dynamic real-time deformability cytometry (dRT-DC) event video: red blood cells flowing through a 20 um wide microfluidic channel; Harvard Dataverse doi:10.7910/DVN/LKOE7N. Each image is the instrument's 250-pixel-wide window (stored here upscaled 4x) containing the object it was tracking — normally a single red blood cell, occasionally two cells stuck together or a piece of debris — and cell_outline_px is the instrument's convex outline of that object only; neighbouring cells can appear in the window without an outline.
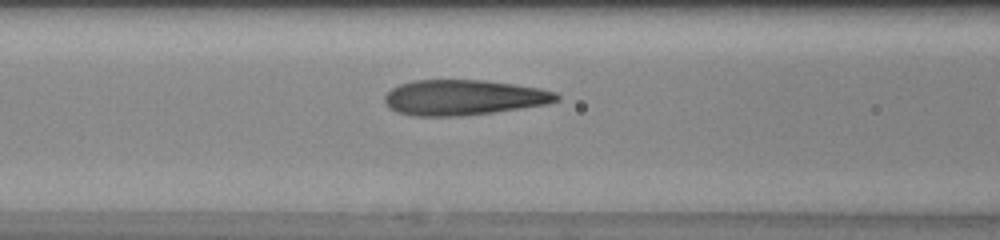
{"species": "human", "species_latin": "Homo sapiens", "temperature_condition": "warm", "stored_images_in_passage": 18, "camera_frame_rate_fps": 3000, "um_per_image_px": 0.085, "donor": {"sex": "female"}, "frame": {"image": 1, "passage_image": 11, "time_ms": 3.333, "image_size_px": [1000, 240], "cell_outline_px": [[560, 100], [548, 104], [492, 112], [460, 116], [416, 116], [396, 112], [388, 108], [384, 100], [384, 96], [392, 88], [400, 84], [416, 80], [484, 80], [540, 88], [556, 92], [560, 96]], "centroid_in_image_um": [39.4, 8.29], "position_along_channel_um": 127.2, "area_um2": 35.43}}
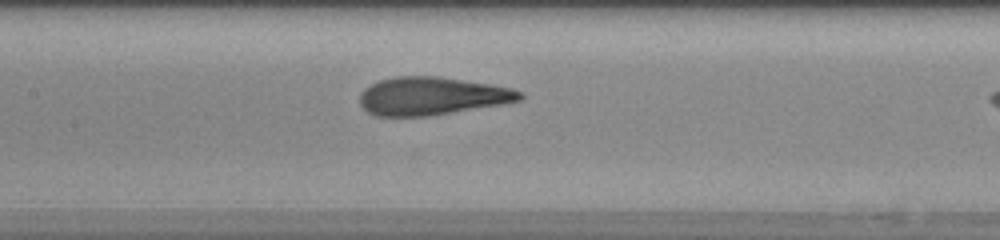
{"frame": {"image": 2, "passage_image": 14, "time_ms": 4.333, "image_size_px": [1000, 240], "cell_outline_px": [[524, 96], [520, 100], [500, 104], [428, 116], [376, 116], [368, 112], [360, 104], [360, 92], [364, 88], [380, 80], [396, 76], [440, 76], [512, 88], [524, 92]], "centroid_in_image_um": [36.69, 8.16], "position_along_channel_um": 170.7, "area_um2": 35.26}}
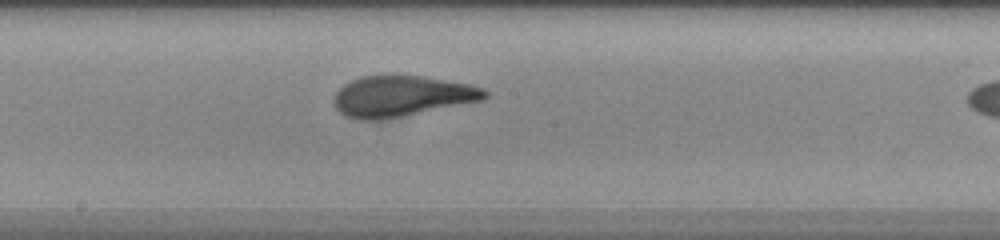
{"frame": {"image": 3, "passage_image": 17, "time_ms": 5.333, "image_size_px": [1000, 240], "cell_outline_px": [[488, 96], [484, 100], [380, 120], [352, 120], [344, 116], [336, 108], [332, 100], [336, 92], [344, 84], [360, 76], [420, 76], [468, 84], [484, 88], [488, 92]], "centroid_in_image_um": [34.1, 8.19], "position_along_channel_um": 214.1, "area_um2": 35.72}}